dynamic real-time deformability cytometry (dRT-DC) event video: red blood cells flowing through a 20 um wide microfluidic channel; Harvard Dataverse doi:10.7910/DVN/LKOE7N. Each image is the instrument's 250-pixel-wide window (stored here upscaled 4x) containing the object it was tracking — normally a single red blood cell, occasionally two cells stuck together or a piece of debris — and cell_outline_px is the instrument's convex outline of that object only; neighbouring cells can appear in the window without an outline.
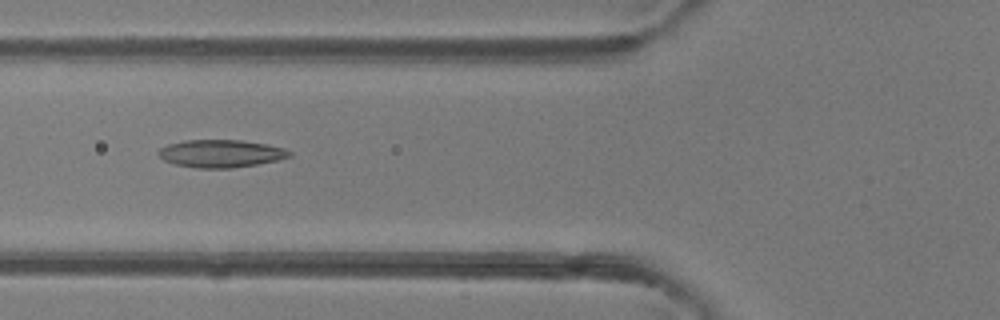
{"species": "common noctule bat (a hibernating species)", "species_latin": "Nyctalus noctula", "temperature_condition": "room temperature", "stored_images_in_passage": 4, "camera_frame_rate_fps": 3000, "um_per_image_px": 0.085, "animal": {"sex": "female"}, "frame": {"image": 1, "passage_image": 4, "time_ms": 4.333, "image_size_px": [1000, 320], "cell_outline_px": [[292, 156], [276, 160], [256, 164], [228, 168], [196, 168], [176, 164], [164, 160], [156, 152], [160, 148], [168, 144], [184, 140], [240, 140], [268, 144], [284, 148], [292, 152]], "centroid_in_image_um": [18.77, 13.04], "position_along_channel_um": 107.0, "area_um2": 21.04}}